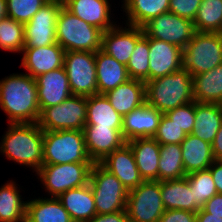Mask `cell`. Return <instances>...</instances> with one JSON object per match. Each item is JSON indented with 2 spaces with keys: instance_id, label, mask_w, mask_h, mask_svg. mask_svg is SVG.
<instances>
[{
  "instance_id": "cell-1",
  "label": "cell",
  "mask_w": 222,
  "mask_h": 222,
  "mask_svg": "<svg viewBox=\"0 0 222 222\" xmlns=\"http://www.w3.org/2000/svg\"><path fill=\"white\" fill-rule=\"evenodd\" d=\"M0 107L9 123H38L41 114L35 78L11 74L0 81Z\"/></svg>"
},
{
  "instance_id": "cell-2",
  "label": "cell",
  "mask_w": 222,
  "mask_h": 222,
  "mask_svg": "<svg viewBox=\"0 0 222 222\" xmlns=\"http://www.w3.org/2000/svg\"><path fill=\"white\" fill-rule=\"evenodd\" d=\"M0 151L9 160L32 167L37 172L43 162V130L38 123H8Z\"/></svg>"
},
{
  "instance_id": "cell-3",
  "label": "cell",
  "mask_w": 222,
  "mask_h": 222,
  "mask_svg": "<svg viewBox=\"0 0 222 222\" xmlns=\"http://www.w3.org/2000/svg\"><path fill=\"white\" fill-rule=\"evenodd\" d=\"M145 84L146 103L163 114L194 101L192 76L184 67Z\"/></svg>"
},
{
  "instance_id": "cell-4",
  "label": "cell",
  "mask_w": 222,
  "mask_h": 222,
  "mask_svg": "<svg viewBox=\"0 0 222 222\" xmlns=\"http://www.w3.org/2000/svg\"><path fill=\"white\" fill-rule=\"evenodd\" d=\"M103 31L62 6L56 24L57 43L65 51L96 52L101 49Z\"/></svg>"
},
{
  "instance_id": "cell-5",
  "label": "cell",
  "mask_w": 222,
  "mask_h": 222,
  "mask_svg": "<svg viewBox=\"0 0 222 222\" xmlns=\"http://www.w3.org/2000/svg\"><path fill=\"white\" fill-rule=\"evenodd\" d=\"M93 163L85 147L83 130L43 131L42 164Z\"/></svg>"
},
{
  "instance_id": "cell-6",
  "label": "cell",
  "mask_w": 222,
  "mask_h": 222,
  "mask_svg": "<svg viewBox=\"0 0 222 222\" xmlns=\"http://www.w3.org/2000/svg\"><path fill=\"white\" fill-rule=\"evenodd\" d=\"M89 185L93 193L97 214L126 210L129 190L100 163L92 165Z\"/></svg>"
},
{
  "instance_id": "cell-7",
  "label": "cell",
  "mask_w": 222,
  "mask_h": 222,
  "mask_svg": "<svg viewBox=\"0 0 222 222\" xmlns=\"http://www.w3.org/2000/svg\"><path fill=\"white\" fill-rule=\"evenodd\" d=\"M222 64V33L196 32L183 49V67L195 76Z\"/></svg>"
},
{
  "instance_id": "cell-8",
  "label": "cell",
  "mask_w": 222,
  "mask_h": 222,
  "mask_svg": "<svg viewBox=\"0 0 222 222\" xmlns=\"http://www.w3.org/2000/svg\"><path fill=\"white\" fill-rule=\"evenodd\" d=\"M94 163L42 164L36 172L51 197L89 183Z\"/></svg>"
},
{
  "instance_id": "cell-9",
  "label": "cell",
  "mask_w": 222,
  "mask_h": 222,
  "mask_svg": "<svg viewBox=\"0 0 222 222\" xmlns=\"http://www.w3.org/2000/svg\"><path fill=\"white\" fill-rule=\"evenodd\" d=\"M87 115V96L71 95L58 105L41 111L38 125L43 131L83 130Z\"/></svg>"
},
{
  "instance_id": "cell-10",
  "label": "cell",
  "mask_w": 222,
  "mask_h": 222,
  "mask_svg": "<svg viewBox=\"0 0 222 222\" xmlns=\"http://www.w3.org/2000/svg\"><path fill=\"white\" fill-rule=\"evenodd\" d=\"M126 211L129 222H158L165 212L160 181H143L136 188L129 190Z\"/></svg>"
},
{
  "instance_id": "cell-11",
  "label": "cell",
  "mask_w": 222,
  "mask_h": 222,
  "mask_svg": "<svg viewBox=\"0 0 222 222\" xmlns=\"http://www.w3.org/2000/svg\"><path fill=\"white\" fill-rule=\"evenodd\" d=\"M95 53L65 51L64 68L73 95L92 96L97 94Z\"/></svg>"
},
{
  "instance_id": "cell-12",
  "label": "cell",
  "mask_w": 222,
  "mask_h": 222,
  "mask_svg": "<svg viewBox=\"0 0 222 222\" xmlns=\"http://www.w3.org/2000/svg\"><path fill=\"white\" fill-rule=\"evenodd\" d=\"M143 30L150 38L174 44L182 49L196 33L193 21L169 11L152 18L143 26Z\"/></svg>"
},
{
  "instance_id": "cell-13",
  "label": "cell",
  "mask_w": 222,
  "mask_h": 222,
  "mask_svg": "<svg viewBox=\"0 0 222 222\" xmlns=\"http://www.w3.org/2000/svg\"><path fill=\"white\" fill-rule=\"evenodd\" d=\"M63 2L48 1L24 24L25 47H44L57 43L56 24Z\"/></svg>"
},
{
  "instance_id": "cell-14",
  "label": "cell",
  "mask_w": 222,
  "mask_h": 222,
  "mask_svg": "<svg viewBox=\"0 0 222 222\" xmlns=\"http://www.w3.org/2000/svg\"><path fill=\"white\" fill-rule=\"evenodd\" d=\"M149 81L169 75L183 67V49L148 36Z\"/></svg>"
},
{
  "instance_id": "cell-15",
  "label": "cell",
  "mask_w": 222,
  "mask_h": 222,
  "mask_svg": "<svg viewBox=\"0 0 222 222\" xmlns=\"http://www.w3.org/2000/svg\"><path fill=\"white\" fill-rule=\"evenodd\" d=\"M126 26L116 25L103 32L101 42V50L123 65H127L137 41L144 35L143 27Z\"/></svg>"
},
{
  "instance_id": "cell-16",
  "label": "cell",
  "mask_w": 222,
  "mask_h": 222,
  "mask_svg": "<svg viewBox=\"0 0 222 222\" xmlns=\"http://www.w3.org/2000/svg\"><path fill=\"white\" fill-rule=\"evenodd\" d=\"M83 134L86 151L93 163H99L126 143L122 127L84 126Z\"/></svg>"
},
{
  "instance_id": "cell-17",
  "label": "cell",
  "mask_w": 222,
  "mask_h": 222,
  "mask_svg": "<svg viewBox=\"0 0 222 222\" xmlns=\"http://www.w3.org/2000/svg\"><path fill=\"white\" fill-rule=\"evenodd\" d=\"M35 80L40 111L61 104L73 95L64 67L41 74Z\"/></svg>"
},
{
  "instance_id": "cell-18",
  "label": "cell",
  "mask_w": 222,
  "mask_h": 222,
  "mask_svg": "<svg viewBox=\"0 0 222 222\" xmlns=\"http://www.w3.org/2000/svg\"><path fill=\"white\" fill-rule=\"evenodd\" d=\"M21 67L23 66L32 78L64 67L65 50L58 44L36 48H23Z\"/></svg>"
},
{
  "instance_id": "cell-19",
  "label": "cell",
  "mask_w": 222,
  "mask_h": 222,
  "mask_svg": "<svg viewBox=\"0 0 222 222\" xmlns=\"http://www.w3.org/2000/svg\"><path fill=\"white\" fill-rule=\"evenodd\" d=\"M162 115L159 110L144 103L123 117V138L126 142L135 138H153Z\"/></svg>"
},
{
  "instance_id": "cell-20",
  "label": "cell",
  "mask_w": 222,
  "mask_h": 222,
  "mask_svg": "<svg viewBox=\"0 0 222 222\" xmlns=\"http://www.w3.org/2000/svg\"><path fill=\"white\" fill-rule=\"evenodd\" d=\"M99 163L114 174L128 190L136 188L144 181L139 174L134 154L127 143L108 154Z\"/></svg>"
},
{
  "instance_id": "cell-21",
  "label": "cell",
  "mask_w": 222,
  "mask_h": 222,
  "mask_svg": "<svg viewBox=\"0 0 222 222\" xmlns=\"http://www.w3.org/2000/svg\"><path fill=\"white\" fill-rule=\"evenodd\" d=\"M63 6L81 20L103 32L116 26L110 19L111 5L108 0H64Z\"/></svg>"
},
{
  "instance_id": "cell-22",
  "label": "cell",
  "mask_w": 222,
  "mask_h": 222,
  "mask_svg": "<svg viewBox=\"0 0 222 222\" xmlns=\"http://www.w3.org/2000/svg\"><path fill=\"white\" fill-rule=\"evenodd\" d=\"M97 74V94H106L108 91L126 83L130 78L126 65L116 61L101 49L95 53Z\"/></svg>"
},
{
  "instance_id": "cell-23",
  "label": "cell",
  "mask_w": 222,
  "mask_h": 222,
  "mask_svg": "<svg viewBox=\"0 0 222 222\" xmlns=\"http://www.w3.org/2000/svg\"><path fill=\"white\" fill-rule=\"evenodd\" d=\"M105 96L122 117L146 103V84L142 80L129 79L126 83L108 91Z\"/></svg>"
},
{
  "instance_id": "cell-24",
  "label": "cell",
  "mask_w": 222,
  "mask_h": 222,
  "mask_svg": "<svg viewBox=\"0 0 222 222\" xmlns=\"http://www.w3.org/2000/svg\"><path fill=\"white\" fill-rule=\"evenodd\" d=\"M126 143L134 154L141 178L144 181L158 180L160 144L152 137L135 138Z\"/></svg>"
},
{
  "instance_id": "cell-25",
  "label": "cell",
  "mask_w": 222,
  "mask_h": 222,
  "mask_svg": "<svg viewBox=\"0 0 222 222\" xmlns=\"http://www.w3.org/2000/svg\"><path fill=\"white\" fill-rule=\"evenodd\" d=\"M57 198L70 214L73 222H88L97 214L89 183L70 189Z\"/></svg>"
},
{
  "instance_id": "cell-26",
  "label": "cell",
  "mask_w": 222,
  "mask_h": 222,
  "mask_svg": "<svg viewBox=\"0 0 222 222\" xmlns=\"http://www.w3.org/2000/svg\"><path fill=\"white\" fill-rule=\"evenodd\" d=\"M160 192L165 210H186L198 212L193 190L190 189L186 177L180 179L160 181Z\"/></svg>"
},
{
  "instance_id": "cell-27",
  "label": "cell",
  "mask_w": 222,
  "mask_h": 222,
  "mask_svg": "<svg viewBox=\"0 0 222 222\" xmlns=\"http://www.w3.org/2000/svg\"><path fill=\"white\" fill-rule=\"evenodd\" d=\"M180 145L186 175L207 170L215 161L211 144L193 134L186 135Z\"/></svg>"
},
{
  "instance_id": "cell-28",
  "label": "cell",
  "mask_w": 222,
  "mask_h": 222,
  "mask_svg": "<svg viewBox=\"0 0 222 222\" xmlns=\"http://www.w3.org/2000/svg\"><path fill=\"white\" fill-rule=\"evenodd\" d=\"M194 101L222 105V64L192 76Z\"/></svg>"
},
{
  "instance_id": "cell-29",
  "label": "cell",
  "mask_w": 222,
  "mask_h": 222,
  "mask_svg": "<svg viewBox=\"0 0 222 222\" xmlns=\"http://www.w3.org/2000/svg\"><path fill=\"white\" fill-rule=\"evenodd\" d=\"M221 124L222 105L195 101L193 135L212 144Z\"/></svg>"
},
{
  "instance_id": "cell-30",
  "label": "cell",
  "mask_w": 222,
  "mask_h": 222,
  "mask_svg": "<svg viewBox=\"0 0 222 222\" xmlns=\"http://www.w3.org/2000/svg\"><path fill=\"white\" fill-rule=\"evenodd\" d=\"M25 222H73L57 197L38 198L26 203Z\"/></svg>"
},
{
  "instance_id": "cell-31",
  "label": "cell",
  "mask_w": 222,
  "mask_h": 222,
  "mask_svg": "<svg viewBox=\"0 0 222 222\" xmlns=\"http://www.w3.org/2000/svg\"><path fill=\"white\" fill-rule=\"evenodd\" d=\"M123 117L115 111L105 94L87 96L85 126L122 127Z\"/></svg>"
},
{
  "instance_id": "cell-32",
  "label": "cell",
  "mask_w": 222,
  "mask_h": 222,
  "mask_svg": "<svg viewBox=\"0 0 222 222\" xmlns=\"http://www.w3.org/2000/svg\"><path fill=\"white\" fill-rule=\"evenodd\" d=\"M126 25L143 27L152 18L169 11V0H123Z\"/></svg>"
},
{
  "instance_id": "cell-33",
  "label": "cell",
  "mask_w": 222,
  "mask_h": 222,
  "mask_svg": "<svg viewBox=\"0 0 222 222\" xmlns=\"http://www.w3.org/2000/svg\"><path fill=\"white\" fill-rule=\"evenodd\" d=\"M14 181L0 188V222H25L26 201Z\"/></svg>"
},
{
  "instance_id": "cell-34",
  "label": "cell",
  "mask_w": 222,
  "mask_h": 222,
  "mask_svg": "<svg viewBox=\"0 0 222 222\" xmlns=\"http://www.w3.org/2000/svg\"><path fill=\"white\" fill-rule=\"evenodd\" d=\"M186 177L180 144L160 145L158 180L166 181Z\"/></svg>"
},
{
  "instance_id": "cell-35",
  "label": "cell",
  "mask_w": 222,
  "mask_h": 222,
  "mask_svg": "<svg viewBox=\"0 0 222 222\" xmlns=\"http://www.w3.org/2000/svg\"><path fill=\"white\" fill-rule=\"evenodd\" d=\"M193 24L196 32L222 33V0H202Z\"/></svg>"
},
{
  "instance_id": "cell-36",
  "label": "cell",
  "mask_w": 222,
  "mask_h": 222,
  "mask_svg": "<svg viewBox=\"0 0 222 222\" xmlns=\"http://www.w3.org/2000/svg\"><path fill=\"white\" fill-rule=\"evenodd\" d=\"M149 52L148 35L144 32L126 65L130 79L149 81Z\"/></svg>"
},
{
  "instance_id": "cell-37",
  "label": "cell",
  "mask_w": 222,
  "mask_h": 222,
  "mask_svg": "<svg viewBox=\"0 0 222 222\" xmlns=\"http://www.w3.org/2000/svg\"><path fill=\"white\" fill-rule=\"evenodd\" d=\"M24 47V24L6 16L0 21V48L20 53Z\"/></svg>"
},
{
  "instance_id": "cell-38",
  "label": "cell",
  "mask_w": 222,
  "mask_h": 222,
  "mask_svg": "<svg viewBox=\"0 0 222 222\" xmlns=\"http://www.w3.org/2000/svg\"><path fill=\"white\" fill-rule=\"evenodd\" d=\"M190 189L193 190L195 204L202 209L205 203L217 194L211 171L201 170L186 175Z\"/></svg>"
},
{
  "instance_id": "cell-39",
  "label": "cell",
  "mask_w": 222,
  "mask_h": 222,
  "mask_svg": "<svg viewBox=\"0 0 222 222\" xmlns=\"http://www.w3.org/2000/svg\"><path fill=\"white\" fill-rule=\"evenodd\" d=\"M47 2V0H6L7 17L25 24Z\"/></svg>"
},
{
  "instance_id": "cell-40",
  "label": "cell",
  "mask_w": 222,
  "mask_h": 222,
  "mask_svg": "<svg viewBox=\"0 0 222 222\" xmlns=\"http://www.w3.org/2000/svg\"><path fill=\"white\" fill-rule=\"evenodd\" d=\"M186 135L187 134L164 113L153 138L160 145L181 144Z\"/></svg>"
},
{
  "instance_id": "cell-41",
  "label": "cell",
  "mask_w": 222,
  "mask_h": 222,
  "mask_svg": "<svg viewBox=\"0 0 222 222\" xmlns=\"http://www.w3.org/2000/svg\"><path fill=\"white\" fill-rule=\"evenodd\" d=\"M187 135L192 134L195 122V101L165 113Z\"/></svg>"
},
{
  "instance_id": "cell-42",
  "label": "cell",
  "mask_w": 222,
  "mask_h": 222,
  "mask_svg": "<svg viewBox=\"0 0 222 222\" xmlns=\"http://www.w3.org/2000/svg\"><path fill=\"white\" fill-rule=\"evenodd\" d=\"M202 0H169V12L193 21Z\"/></svg>"
},
{
  "instance_id": "cell-43",
  "label": "cell",
  "mask_w": 222,
  "mask_h": 222,
  "mask_svg": "<svg viewBox=\"0 0 222 222\" xmlns=\"http://www.w3.org/2000/svg\"><path fill=\"white\" fill-rule=\"evenodd\" d=\"M158 222H196V212L186 210H165Z\"/></svg>"
},
{
  "instance_id": "cell-44",
  "label": "cell",
  "mask_w": 222,
  "mask_h": 222,
  "mask_svg": "<svg viewBox=\"0 0 222 222\" xmlns=\"http://www.w3.org/2000/svg\"><path fill=\"white\" fill-rule=\"evenodd\" d=\"M88 222H129L126 210L109 213V214H96Z\"/></svg>"
},
{
  "instance_id": "cell-45",
  "label": "cell",
  "mask_w": 222,
  "mask_h": 222,
  "mask_svg": "<svg viewBox=\"0 0 222 222\" xmlns=\"http://www.w3.org/2000/svg\"><path fill=\"white\" fill-rule=\"evenodd\" d=\"M203 209L212 216L222 217V194H215L205 203Z\"/></svg>"
},
{
  "instance_id": "cell-46",
  "label": "cell",
  "mask_w": 222,
  "mask_h": 222,
  "mask_svg": "<svg viewBox=\"0 0 222 222\" xmlns=\"http://www.w3.org/2000/svg\"><path fill=\"white\" fill-rule=\"evenodd\" d=\"M208 169L211 171L217 193L222 194V161L215 160Z\"/></svg>"
},
{
  "instance_id": "cell-47",
  "label": "cell",
  "mask_w": 222,
  "mask_h": 222,
  "mask_svg": "<svg viewBox=\"0 0 222 222\" xmlns=\"http://www.w3.org/2000/svg\"><path fill=\"white\" fill-rule=\"evenodd\" d=\"M211 146L214 159L217 161H222V124L220 125Z\"/></svg>"
},
{
  "instance_id": "cell-48",
  "label": "cell",
  "mask_w": 222,
  "mask_h": 222,
  "mask_svg": "<svg viewBox=\"0 0 222 222\" xmlns=\"http://www.w3.org/2000/svg\"><path fill=\"white\" fill-rule=\"evenodd\" d=\"M196 222H222V217L212 216L202 208L196 213Z\"/></svg>"
},
{
  "instance_id": "cell-49",
  "label": "cell",
  "mask_w": 222,
  "mask_h": 222,
  "mask_svg": "<svg viewBox=\"0 0 222 222\" xmlns=\"http://www.w3.org/2000/svg\"><path fill=\"white\" fill-rule=\"evenodd\" d=\"M7 16L6 0H0V21Z\"/></svg>"
},
{
  "instance_id": "cell-50",
  "label": "cell",
  "mask_w": 222,
  "mask_h": 222,
  "mask_svg": "<svg viewBox=\"0 0 222 222\" xmlns=\"http://www.w3.org/2000/svg\"><path fill=\"white\" fill-rule=\"evenodd\" d=\"M47 1L63 2L64 0H47Z\"/></svg>"
}]
</instances>
